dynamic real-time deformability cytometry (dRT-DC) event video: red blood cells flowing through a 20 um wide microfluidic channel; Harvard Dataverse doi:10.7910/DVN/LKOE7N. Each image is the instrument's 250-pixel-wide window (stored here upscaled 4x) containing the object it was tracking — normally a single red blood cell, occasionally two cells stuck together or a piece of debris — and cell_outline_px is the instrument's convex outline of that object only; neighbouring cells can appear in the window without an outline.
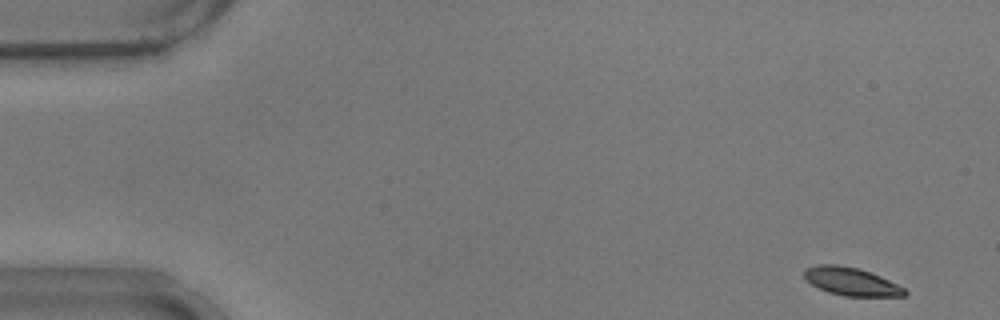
{"species": "common noctule bat (a hibernating species)", "species_latin": "Nyctalus noctula", "temperature_condition": "warm", "stored_images_in_passage": 53, "camera_frame_rate_fps": 3000, "um_per_image_px": 0.085, "animal": {"sex": "male", "body_mass_g": 17.9}, "frame": {"image": 1, "passage_image": 1, "time_ms": 0.0, "image_size_px": [1000, 320], "cell_outline_px": [[908, 292], [904, 296], [844, 296], [828, 292], [812, 284], [804, 276], [804, 272], [808, 268], [816, 264], [836, 264], [856, 268], [880, 276], [904, 288]], "centroid_in_image_um": [72.36, 23.93], "position_along_channel_um": 12.6, "area_um2": 16.07}}
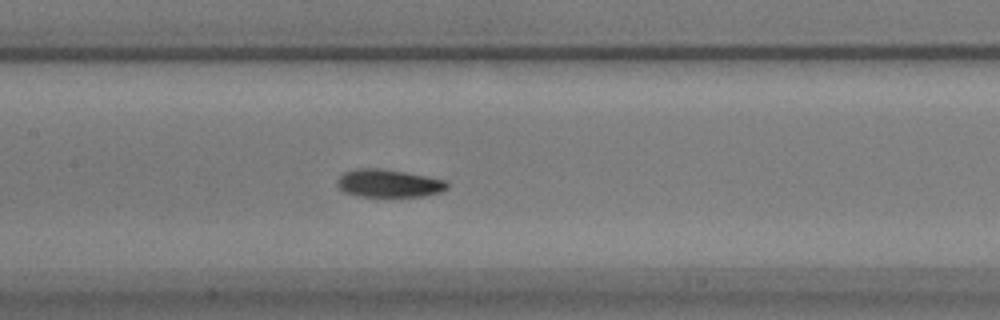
{"frame": {"image": 2, "passage_image": 24, "time_ms": 7.667, "image_size_px": [1000, 320], "cell_outline_px": [[448, 188], [440, 192], [424, 196], [360, 196], [344, 192], [336, 184], [336, 180], [344, 172], [356, 168], [384, 168], [428, 176], [448, 180]], "centroid_in_image_um": [33.05, 15.56], "position_along_channel_um": 174.3, "area_um2": 18.03}}
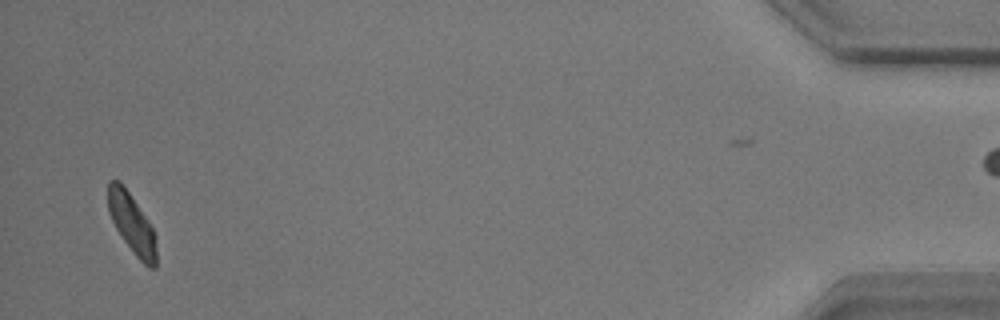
{"frame": {"image": 3, "passage_image": 51, "time_ms": 16.667, "image_size_px": [1000, 320], "cell_outline_px": [[156, 268], [148, 268], [136, 256], [124, 240], [116, 228], [108, 212], [108, 180], [120, 180], [148, 220], [156, 236]], "centroid_in_image_um": [11.21, 19.0], "position_along_channel_um": 424.0, "area_um2": 16.7}}